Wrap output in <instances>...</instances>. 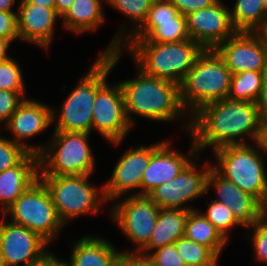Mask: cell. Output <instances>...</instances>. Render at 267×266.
I'll return each instance as SVG.
<instances>
[{
  "label": "cell",
  "instance_id": "cell-21",
  "mask_svg": "<svg viewBox=\"0 0 267 266\" xmlns=\"http://www.w3.org/2000/svg\"><path fill=\"white\" fill-rule=\"evenodd\" d=\"M17 10L19 39L48 50L53 40V25L60 17L55 8L20 3Z\"/></svg>",
  "mask_w": 267,
  "mask_h": 266
},
{
  "label": "cell",
  "instance_id": "cell-35",
  "mask_svg": "<svg viewBox=\"0 0 267 266\" xmlns=\"http://www.w3.org/2000/svg\"><path fill=\"white\" fill-rule=\"evenodd\" d=\"M247 228L254 230V234L249 235L252 236L251 243L253 242L252 246L257 260L267 263V217H263L260 221Z\"/></svg>",
  "mask_w": 267,
  "mask_h": 266
},
{
  "label": "cell",
  "instance_id": "cell-6",
  "mask_svg": "<svg viewBox=\"0 0 267 266\" xmlns=\"http://www.w3.org/2000/svg\"><path fill=\"white\" fill-rule=\"evenodd\" d=\"M51 143L38 155L39 176L91 175L95 160L90 134L54 131ZM49 145V146H48Z\"/></svg>",
  "mask_w": 267,
  "mask_h": 266
},
{
  "label": "cell",
  "instance_id": "cell-43",
  "mask_svg": "<svg viewBox=\"0 0 267 266\" xmlns=\"http://www.w3.org/2000/svg\"><path fill=\"white\" fill-rule=\"evenodd\" d=\"M10 42L0 37V62L9 58L8 51Z\"/></svg>",
  "mask_w": 267,
  "mask_h": 266
},
{
  "label": "cell",
  "instance_id": "cell-23",
  "mask_svg": "<svg viewBox=\"0 0 267 266\" xmlns=\"http://www.w3.org/2000/svg\"><path fill=\"white\" fill-rule=\"evenodd\" d=\"M75 243L67 266H118L122 251L118 252L108 240L83 236Z\"/></svg>",
  "mask_w": 267,
  "mask_h": 266
},
{
  "label": "cell",
  "instance_id": "cell-19",
  "mask_svg": "<svg viewBox=\"0 0 267 266\" xmlns=\"http://www.w3.org/2000/svg\"><path fill=\"white\" fill-rule=\"evenodd\" d=\"M52 115L53 109L50 106L25 98L5 126L14 135L13 142L24 147L29 153L39 155L45 146H30L24 141L46 130L53 123Z\"/></svg>",
  "mask_w": 267,
  "mask_h": 266
},
{
  "label": "cell",
  "instance_id": "cell-50",
  "mask_svg": "<svg viewBox=\"0 0 267 266\" xmlns=\"http://www.w3.org/2000/svg\"><path fill=\"white\" fill-rule=\"evenodd\" d=\"M264 217H267V204H266V206L264 207Z\"/></svg>",
  "mask_w": 267,
  "mask_h": 266
},
{
  "label": "cell",
  "instance_id": "cell-34",
  "mask_svg": "<svg viewBox=\"0 0 267 266\" xmlns=\"http://www.w3.org/2000/svg\"><path fill=\"white\" fill-rule=\"evenodd\" d=\"M146 260L152 266H186L178 255L175 244L167 245L150 253Z\"/></svg>",
  "mask_w": 267,
  "mask_h": 266
},
{
  "label": "cell",
  "instance_id": "cell-36",
  "mask_svg": "<svg viewBox=\"0 0 267 266\" xmlns=\"http://www.w3.org/2000/svg\"><path fill=\"white\" fill-rule=\"evenodd\" d=\"M25 92H11L0 90V123L7 124L11 115L25 100Z\"/></svg>",
  "mask_w": 267,
  "mask_h": 266
},
{
  "label": "cell",
  "instance_id": "cell-2",
  "mask_svg": "<svg viewBox=\"0 0 267 266\" xmlns=\"http://www.w3.org/2000/svg\"><path fill=\"white\" fill-rule=\"evenodd\" d=\"M137 77L120 82L125 111L133 126V115L156 121H172L187 113L181 103L180 85L155 78L137 68ZM185 111V112H184Z\"/></svg>",
  "mask_w": 267,
  "mask_h": 266
},
{
  "label": "cell",
  "instance_id": "cell-41",
  "mask_svg": "<svg viewBox=\"0 0 267 266\" xmlns=\"http://www.w3.org/2000/svg\"><path fill=\"white\" fill-rule=\"evenodd\" d=\"M118 266H152L146 258L137 255H122Z\"/></svg>",
  "mask_w": 267,
  "mask_h": 266
},
{
  "label": "cell",
  "instance_id": "cell-45",
  "mask_svg": "<svg viewBox=\"0 0 267 266\" xmlns=\"http://www.w3.org/2000/svg\"><path fill=\"white\" fill-rule=\"evenodd\" d=\"M14 0H0V11L13 12Z\"/></svg>",
  "mask_w": 267,
  "mask_h": 266
},
{
  "label": "cell",
  "instance_id": "cell-16",
  "mask_svg": "<svg viewBox=\"0 0 267 266\" xmlns=\"http://www.w3.org/2000/svg\"><path fill=\"white\" fill-rule=\"evenodd\" d=\"M142 145L125 151L115 165L109 181L103 185L107 201L118 200L126 192L141 188L143 172L148 166L152 153L163 143Z\"/></svg>",
  "mask_w": 267,
  "mask_h": 266
},
{
  "label": "cell",
  "instance_id": "cell-39",
  "mask_svg": "<svg viewBox=\"0 0 267 266\" xmlns=\"http://www.w3.org/2000/svg\"><path fill=\"white\" fill-rule=\"evenodd\" d=\"M256 103L262 122H267V73L265 76L260 97Z\"/></svg>",
  "mask_w": 267,
  "mask_h": 266
},
{
  "label": "cell",
  "instance_id": "cell-29",
  "mask_svg": "<svg viewBox=\"0 0 267 266\" xmlns=\"http://www.w3.org/2000/svg\"><path fill=\"white\" fill-rule=\"evenodd\" d=\"M266 73L244 71L232 75L228 99L256 103L260 97Z\"/></svg>",
  "mask_w": 267,
  "mask_h": 266
},
{
  "label": "cell",
  "instance_id": "cell-26",
  "mask_svg": "<svg viewBox=\"0 0 267 266\" xmlns=\"http://www.w3.org/2000/svg\"><path fill=\"white\" fill-rule=\"evenodd\" d=\"M185 236L198 244L209 247L218 257L227 240L213 224L196 209L190 210L186 220Z\"/></svg>",
  "mask_w": 267,
  "mask_h": 266
},
{
  "label": "cell",
  "instance_id": "cell-20",
  "mask_svg": "<svg viewBox=\"0 0 267 266\" xmlns=\"http://www.w3.org/2000/svg\"><path fill=\"white\" fill-rule=\"evenodd\" d=\"M209 187H214L218 194L214 200L225 204L244 227H250L264 217V206L255 197L225 179L213 167L207 175V191Z\"/></svg>",
  "mask_w": 267,
  "mask_h": 266
},
{
  "label": "cell",
  "instance_id": "cell-14",
  "mask_svg": "<svg viewBox=\"0 0 267 266\" xmlns=\"http://www.w3.org/2000/svg\"><path fill=\"white\" fill-rule=\"evenodd\" d=\"M189 38L204 50L215 49L219 44L234 36L235 30L230 10L221 0L186 16Z\"/></svg>",
  "mask_w": 267,
  "mask_h": 266
},
{
  "label": "cell",
  "instance_id": "cell-4",
  "mask_svg": "<svg viewBox=\"0 0 267 266\" xmlns=\"http://www.w3.org/2000/svg\"><path fill=\"white\" fill-rule=\"evenodd\" d=\"M232 73L214 49H206L180 85L181 103L190 116L202 106L228 99Z\"/></svg>",
  "mask_w": 267,
  "mask_h": 266
},
{
  "label": "cell",
  "instance_id": "cell-25",
  "mask_svg": "<svg viewBox=\"0 0 267 266\" xmlns=\"http://www.w3.org/2000/svg\"><path fill=\"white\" fill-rule=\"evenodd\" d=\"M102 0H75L61 17L64 27L72 32L96 31L105 20Z\"/></svg>",
  "mask_w": 267,
  "mask_h": 266
},
{
  "label": "cell",
  "instance_id": "cell-22",
  "mask_svg": "<svg viewBox=\"0 0 267 266\" xmlns=\"http://www.w3.org/2000/svg\"><path fill=\"white\" fill-rule=\"evenodd\" d=\"M38 179L39 158L33 153H28L17 165L0 172L3 213Z\"/></svg>",
  "mask_w": 267,
  "mask_h": 266
},
{
  "label": "cell",
  "instance_id": "cell-13",
  "mask_svg": "<svg viewBox=\"0 0 267 266\" xmlns=\"http://www.w3.org/2000/svg\"><path fill=\"white\" fill-rule=\"evenodd\" d=\"M206 163L203 170L198 171L197 164L192 161L177 177L154 189L148 197L160 209L194 210L183 204L207 193V175L213 164Z\"/></svg>",
  "mask_w": 267,
  "mask_h": 266
},
{
  "label": "cell",
  "instance_id": "cell-32",
  "mask_svg": "<svg viewBox=\"0 0 267 266\" xmlns=\"http://www.w3.org/2000/svg\"><path fill=\"white\" fill-rule=\"evenodd\" d=\"M0 90L25 92L21 68L11 57L0 62Z\"/></svg>",
  "mask_w": 267,
  "mask_h": 266
},
{
  "label": "cell",
  "instance_id": "cell-46",
  "mask_svg": "<svg viewBox=\"0 0 267 266\" xmlns=\"http://www.w3.org/2000/svg\"><path fill=\"white\" fill-rule=\"evenodd\" d=\"M263 126H262V137H261V144L264 148L265 151V155H267V122H262Z\"/></svg>",
  "mask_w": 267,
  "mask_h": 266
},
{
  "label": "cell",
  "instance_id": "cell-11",
  "mask_svg": "<svg viewBox=\"0 0 267 266\" xmlns=\"http://www.w3.org/2000/svg\"><path fill=\"white\" fill-rule=\"evenodd\" d=\"M112 208V219L136 246L122 255H137L150 241L160 208L148 196L140 195H129Z\"/></svg>",
  "mask_w": 267,
  "mask_h": 266
},
{
  "label": "cell",
  "instance_id": "cell-17",
  "mask_svg": "<svg viewBox=\"0 0 267 266\" xmlns=\"http://www.w3.org/2000/svg\"><path fill=\"white\" fill-rule=\"evenodd\" d=\"M49 243L39 234L11 221L0 222V246L7 266L29 264L41 259Z\"/></svg>",
  "mask_w": 267,
  "mask_h": 266
},
{
  "label": "cell",
  "instance_id": "cell-33",
  "mask_svg": "<svg viewBox=\"0 0 267 266\" xmlns=\"http://www.w3.org/2000/svg\"><path fill=\"white\" fill-rule=\"evenodd\" d=\"M28 153L12 139L0 135V172L17 165Z\"/></svg>",
  "mask_w": 267,
  "mask_h": 266
},
{
  "label": "cell",
  "instance_id": "cell-42",
  "mask_svg": "<svg viewBox=\"0 0 267 266\" xmlns=\"http://www.w3.org/2000/svg\"><path fill=\"white\" fill-rule=\"evenodd\" d=\"M75 0H55V10L60 18L72 6Z\"/></svg>",
  "mask_w": 267,
  "mask_h": 266
},
{
  "label": "cell",
  "instance_id": "cell-3",
  "mask_svg": "<svg viewBox=\"0 0 267 266\" xmlns=\"http://www.w3.org/2000/svg\"><path fill=\"white\" fill-rule=\"evenodd\" d=\"M121 50L130 52L144 73L181 85L204 49L189 38L171 43L124 42Z\"/></svg>",
  "mask_w": 267,
  "mask_h": 266
},
{
  "label": "cell",
  "instance_id": "cell-9",
  "mask_svg": "<svg viewBox=\"0 0 267 266\" xmlns=\"http://www.w3.org/2000/svg\"><path fill=\"white\" fill-rule=\"evenodd\" d=\"M10 221L39 234L49 244L63 229L50 193L38 179L3 213Z\"/></svg>",
  "mask_w": 267,
  "mask_h": 266
},
{
  "label": "cell",
  "instance_id": "cell-27",
  "mask_svg": "<svg viewBox=\"0 0 267 266\" xmlns=\"http://www.w3.org/2000/svg\"><path fill=\"white\" fill-rule=\"evenodd\" d=\"M105 2L117 9L120 13L122 12V14L127 16L133 24L135 23L134 25H136L134 28L135 30L131 29L133 31L130 32L131 34L129 33L127 35L124 31L125 27L122 28V31L120 29L103 53L120 51L124 42L145 22L153 0H106Z\"/></svg>",
  "mask_w": 267,
  "mask_h": 266
},
{
  "label": "cell",
  "instance_id": "cell-1",
  "mask_svg": "<svg viewBox=\"0 0 267 266\" xmlns=\"http://www.w3.org/2000/svg\"><path fill=\"white\" fill-rule=\"evenodd\" d=\"M190 119L185 128L198 152L208 147L214 151L228 145L247 144L244 137L247 134L253 142L261 141L263 123L254 102L214 101L202 106Z\"/></svg>",
  "mask_w": 267,
  "mask_h": 266
},
{
  "label": "cell",
  "instance_id": "cell-49",
  "mask_svg": "<svg viewBox=\"0 0 267 266\" xmlns=\"http://www.w3.org/2000/svg\"><path fill=\"white\" fill-rule=\"evenodd\" d=\"M264 10L267 13V0H263Z\"/></svg>",
  "mask_w": 267,
  "mask_h": 266
},
{
  "label": "cell",
  "instance_id": "cell-30",
  "mask_svg": "<svg viewBox=\"0 0 267 266\" xmlns=\"http://www.w3.org/2000/svg\"><path fill=\"white\" fill-rule=\"evenodd\" d=\"M174 244L178 255L183 259L186 266H217L220 257L209 247L198 244L185 235Z\"/></svg>",
  "mask_w": 267,
  "mask_h": 266
},
{
  "label": "cell",
  "instance_id": "cell-31",
  "mask_svg": "<svg viewBox=\"0 0 267 266\" xmlns=\"http://www.w3.org/2000/svg\"><path fill=\"white\" fill-rule=\"evenodd\" d=\"M203 215L213 224V226L228 241L230 230L234 226L244 227L233 215L232 211L223 203L212 200L206 213Z\"/></svg>",
  "mask_w": 267,
  "mask_h": 266
},
{
  "label": "cell",
  "instance_id": "cell-44",
  "mask_svg": "<svg viewBox=\"0 0 267 266\" xmlns=\"http://www.w3.org/2000/svg\"><path fill=\"white\" fill-rule=\"evenodd\" d=\"M21 3H30L45 6L47 8H55V0H21Z\"/></svg>",
  "mask_w": 267,
  "mask_h": 266
},
{
  "label": "cell",
  "instance_id": "cell-48",
  "mask_svg": "<svg viewBox=\"0 0 267 266\" xmlns=\"http://www.w3.org/2000/svg\"><path fill=\"white\" fill-rule=\"evenodd\" d=\"M0 266H7L0 246Z\"/></svg>",
  "mask_w": 267,
  "mask_h": 266
},
{
  "label": "cell",
  "instance_id": "cell-18",
  "mask_svg": "<svg viewBox=\"0 0 267 266\" xmlns=\"http://www.w3.org/2000/svg\"><path fill=\"white\" fill-rule=\"evenodd\" d=\"M198 150L192 140L188 155L172 150L168 141H164L151 155L147 168L143 172L141 189L136 194L148 196L154 189L177 177L193 160H199ZM192 157V158H191Z\"/></svg>",
  "mask_w": 267,
  "mask_h": 266
},
{
  "label": "cell",
  "instance_id": "cell-28",
  "mask_svg": "<svg viewBox=\"0 0 267 266\" xmlns=\"http://www.w3.org/2000/svg\"><path fill=\"white\" fill-rule=\"evenodd\" d=\"M230 14L237 32L256 33L267 22L263 0H237Z\"/></svg>",
  "mask_w": 267,
  "mask_h": 266
},
{
  "label": "cell",
  "instance_id": "cell-5",
  "mask_svg": "<svg viewBox=\"0 0 267 266\" xmlns=\"http://www.w3.org/2000/svg\"><path fill=\"white\" fill-rule=\"evenodd\" d=\"M213 152L217 164L212 167L225 179L255 197L265 207L267 174L262 155L266 153L261 142L252 146L251 144L228 145Z\"/></svg>",
  "mask_w": 267,
  "mask_h": 266
},
{
  "label": "cell",
  "instance_id": "cell-8",
  "mask_svg": "<svg viewBox=\"0 0 267 266\" xmlns=\"http://www.w3.org/2000/svg\"><path fill=\"white\" fill-rule=\"evenodd\" d=\"M89 178L90 175L39 176L63 224L87 213L98 214L100 205L106 203L103 188L99 191L91 186Z\"/></svg>",
  "mask_w": 267,
  "mask_h": 266
},
{
  "label": "cell",
  "instance_id": "cell-12",
  "mask_svg": "<svg viewBox=\"0 0 267 266\" xmlns=\"http://www.w3.org/2000/svg\"><path fill=\"white\" fill-rule=\"evenodd\" d=\"M187 39L186 17L169 0H153L145 22L125 42L171 43Z\"/></svg>",
  "mask_w": 267,
  "mask_h": 266
},
{
  "label": "cell",
  "instance_id": "cell-15",
  "mask_svg": "<svg viewBox=\"0 0 267 266\" xmlns=\"http://www.w3.org/2000/svg\"><path fill=\"white\" fill-rule=\"evenodd\" d=\"M214 50L232 75L244 71L267 72V51L257 33L237 32Z\"/></svg>",
  "mask_w": 267,
  "mask_h": 266
},
{
  "label": "cell",
  "instance_id": "cell-10",
  "mask_svg": "<svg viewBox=\"0 0 267 266\" xmlns=\"http://www.w3.org/2000/svg\"><path fill=\"white\" fill-rule=\"evenodd\" d=\"M109 64L110 52L101 53L89 72L83 76L79 84L67 96L60 108V113L57 114L53 110L52 118L53 122L56 123L54 131L91 133L93 106L96 96V77Z\"/></svg>",
  "mask_w": 267,
  "mask_h": 266
},
{
  "label": "cell",
  "instance_id": "cell-47",
  "mask_svg": "<svg viewBox=\"0 0 267 266\" xmlns=\"http://www.w3.org/2000/svg\"><path fill=\"white\" fill-rule=\"evenodd\" d=\"M262 39L267 51V22L256 32Z\"/></svg>",
  "mask_w": 267,
  "mask_h": 266
},
{
  "label": "cell",
  "instance_id": "cell-40",
  "mask_svg": "<svg viewBox=\"0 0 267 266\" xmlns=\"http://www.w3.org/2000/svg\"><path fill=\"white\" fill-rule=\"evenodd\" d=\"M28 266H67L66 261L59 260L53 253L47 252L41 259Z\"/></svg>",
  "mask_w": 267,
  "mask_h": 266
},
{
  "label": "cell",
  "instance_id": "cell-7",
  "mask_svg": "<svg viewBox=\"0 0 267 266\" xmlns=\"http://www.w3.org/2000/svg\"><path fill=\"white\" fill-rule=\"evenodd\" d=\"M122 50L110 52V64L96 77V96L93 106L92 129L117 145L132 128L125 111L122 88L107 84V77L122 56Z\"/></svg>",
  "mask_w": 267,
  "mask_h": 266
},
{
  "label": "cell",
  "instance_id": "cell-37",
  "mask_svg": "<svg viewBox=\"0 0 267 266\" xmlns=\"http://www.w3.org/2000/svg\"><path fill=\"white\" fill-rule=\"evenodd\" d=\"M0 37L10 43L15 39H19L16 12L0 11Z\"/></svg>",
  "mask_w": 267,
  "mask_h": 266
},
{
  "label": "cell",
  "instance_id": "cell-38",
  "mask_svg": "<svg viewBox=\"0 0 267 266\" xmlns=\"http://www.w3.org/2000/svg\"><path fill=\"white\" fill-rule=\"evenodd\" d=\"M185 17L192 12L217 3L219 0H169Z\"/></svg>",
  "mask_w": 267,
  "mask_h": 266
},
{
  "label": "cell",
  "instance_id": "cell-24",
  "mask_svg": "<svg viewBox=\"0 0 267 266\" xmlns=\"http://www.w3.org/2000/svg\"><path fill=\"white\" fill-rule=\"evenodd\" d=\"M189 211L186 209H160L150 241L137 256L146 258L152 251L174 244L184 236Z\"/></svg>",
  "mask_w": 267,
  "mask_h": 266
}]
</instances>
